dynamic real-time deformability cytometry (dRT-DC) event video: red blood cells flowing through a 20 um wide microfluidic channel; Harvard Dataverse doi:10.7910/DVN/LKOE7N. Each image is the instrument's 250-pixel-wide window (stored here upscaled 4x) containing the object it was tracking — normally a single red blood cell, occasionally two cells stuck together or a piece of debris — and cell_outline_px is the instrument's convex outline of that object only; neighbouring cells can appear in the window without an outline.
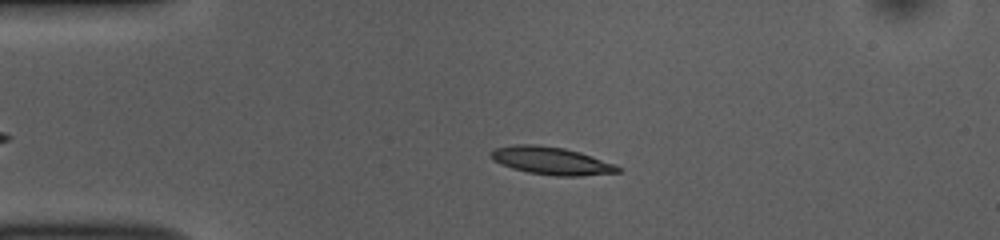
{"species": "common noctule bat (a hibernating species)", "species_latin": "Nyctalus noctula", "temperature_condition": "room temperature", "stored_images_in_passage": 44, "camera_frame_rate_fps": 3000, "um_per_image_px": 0.085, "animal": {"sex": "female", "body_mass_g": 10.0, "forearm_length_mm": 53.1}, "frame": {"image": 1, "passage_image": 9, "time_ms": 2.667, "image_size_px": [1000, 240], "cell_outline_px": [[620, 172], [580, 176], [556, 176], [528, 172], [512, 168], [500, 164], [492, 160], [488, 156], [492, 148], [516, 144], [536, 144], [564, 148], [580, 152], [616, 164], [620, 168]], "centroid_in_image_um": [46.81, 13.65], "position_along_channel_um": 38.2, "area_um2": 20.69}}
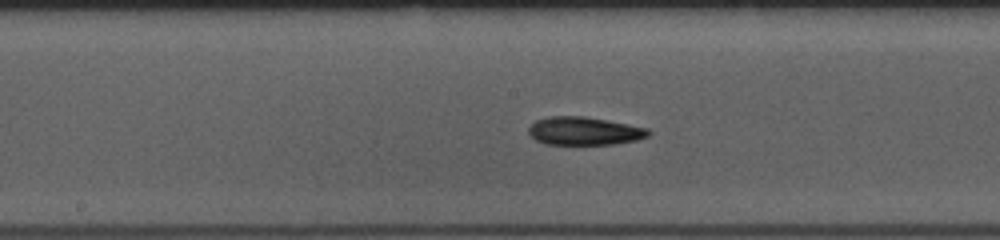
{"frame": {"image": 2, "passage_image": 24, "time_ms": 7.667, "image_size_px": [1000, 240], "cell_outline_px": [[652, 132], [648, 136], [636, 140], [612, 144], [544, 144], [536, 140], [528, 132], [528, 128], [536, 120], [548, 116], [584, 116], [628, 124], [648, 128]], "centroid_in_image_um": [49.66, 11.13], "position_along_channel_um": 198.5, "area_um2": 19.59}}
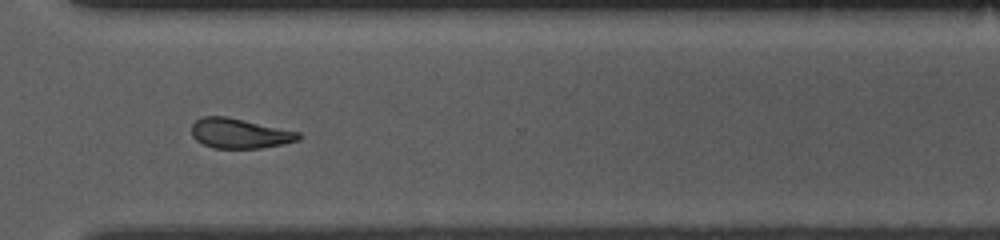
{"frame": {"image": 3, "passage_image": 36, "time_ms": 11.667, "image_size_px": [1000, 240], "cell_outline_px": [[300, 140], [284, 144], [260, 148], [212, 148], [196, 140], [192, 136], [192, 124], [196, 120], [204, 116], [228, 116], [300, 132]], "centroid_in_image_um": [20.38, 11.33], "position_along_channel_um": 350.2, "area_um2": 18.73}, "authors_computed_cell_mechanics": {"area_um2": 19.7098, "velocity_mm_per_s": 3.8015, "shape_relaxation_time_tau1_ms": 5.2367, "shape_relaxation_time_tau2_ms": 5.1681, "deformation_change_tau1": 0.1481, "deformation_change_tau2": 0.1417}}